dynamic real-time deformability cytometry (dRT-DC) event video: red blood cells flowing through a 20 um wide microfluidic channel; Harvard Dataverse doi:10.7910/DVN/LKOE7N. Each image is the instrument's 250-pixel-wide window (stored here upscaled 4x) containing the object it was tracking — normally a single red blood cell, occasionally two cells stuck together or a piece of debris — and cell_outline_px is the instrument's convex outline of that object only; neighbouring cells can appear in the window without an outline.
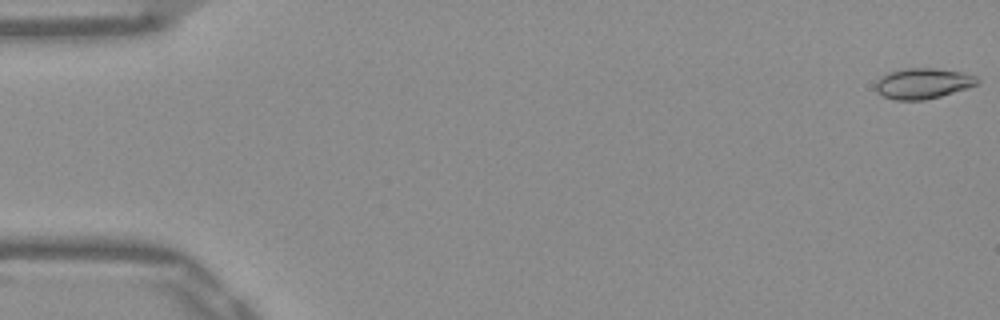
{"species": "Egyptian fruit bat (a non-hibernating species)", "species_latin": "Rousettus aegyptiacus", "temperature_condition": "warm", "stored_images_in_passage": 52, "camera_frame_rate_fps": 3000, "um_per_image_px": 0.085, "frame": {"image": 1, "passage_image": 1, "time_ms": 0.0, "image_size_px": [1000, 320], "cell_outline_px": [[980, 84], [968, 88], [940, 96], [924, 100], [896, 100], [884, 96], [876, 92], [876, 80], [888, 72], [908, 68], [936, 68], [960, 72], [976, 76], [980, 80]], "centroid_in_image_um": [78.46, 7.09], "position_along_channel_um": 6.5, "area_um2": 18.15}}
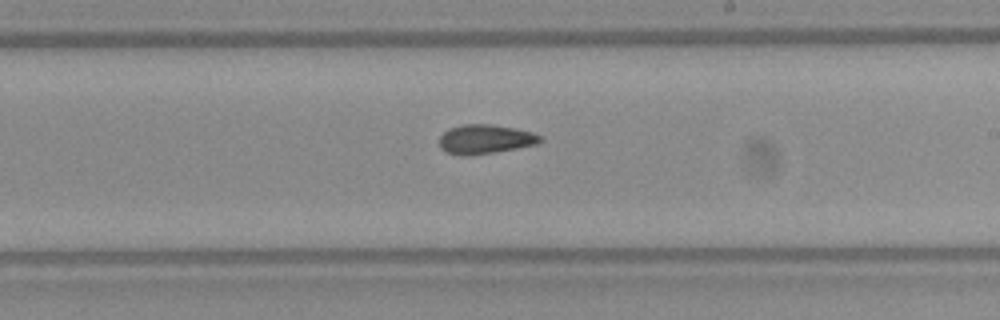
{"frame": {"image": 2, "passage_image": 31, "time_ms": 10.0, "image_size_px": [1000, 320], "cell_outline_px": [[544, 140], [540, 144], [496, 152], [468, 156], [460, 156], [448, 152], [440, 148], [440, 136], [448, 128], [464, 124], [492, 124], [516, 128], [532, 132], [544, 136]], "centroid_in_image_um": [41.3, 11.83], "position_along_channel_um": 247.7, "area_um2": 17.57}}
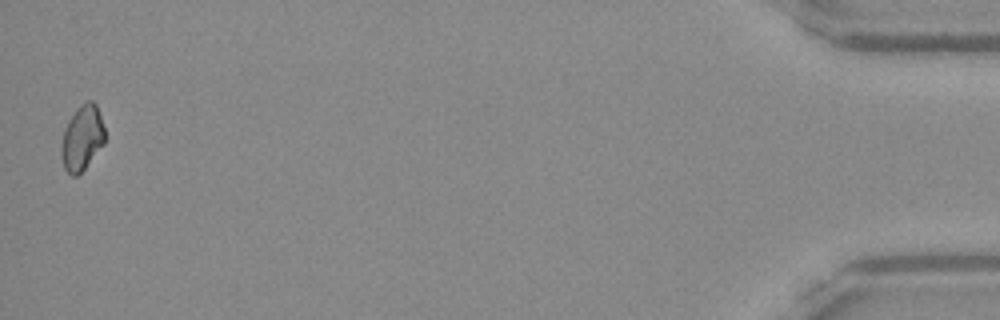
{"frame": {"image": 3, "passage_image": 52, "time_ms": 17.0, "image_size_px": [1000, 320], "cell_outline_px": [[104, 144], [84, 168], [76, 176], [72, 176], [64, 168], [60, 156], [60, 144], [64, 128], [68, 120], [76, 108], [80, 104], [88, 100], [92, 100], [96, 104], [104, 128]], "centroid_in_image_um": [6.94, 11.71], "position_along_channel_um": 428.3, "area_um2": 16.59}, "authors_computed_cell_mechanics": {"area_um2": 17.1377, "velocity_mm_per_s": 3.8982, "shape_relaxation_time_tau1_ms": null, "shape_relaxation_time_tau2_ms": 2.7214, "deformation_change_tau1": null, "deformation_change_tau2": 0.0675}}